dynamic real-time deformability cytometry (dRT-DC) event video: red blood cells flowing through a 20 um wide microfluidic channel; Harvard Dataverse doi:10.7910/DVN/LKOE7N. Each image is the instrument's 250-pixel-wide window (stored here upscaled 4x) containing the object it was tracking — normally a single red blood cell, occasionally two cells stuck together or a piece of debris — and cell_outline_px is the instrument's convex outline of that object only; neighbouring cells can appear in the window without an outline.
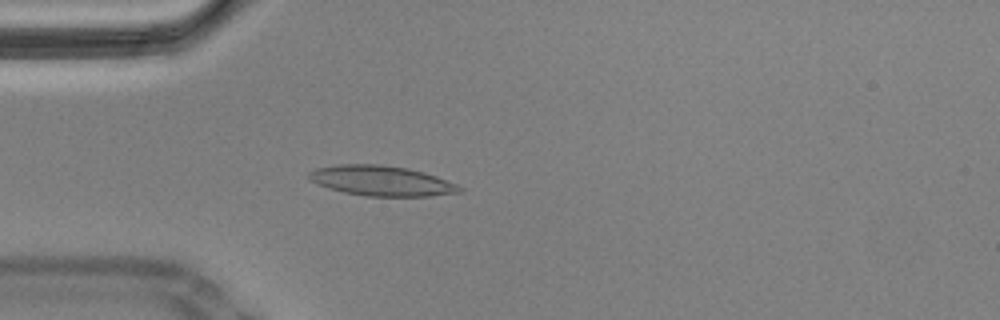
{"species": "Egyptian fruit bat (a non-hibernating species)", "species_latin": "Rousettus aegyptiacus", "temperature_condition": "cold", "stored_images_in_passage": 42, "camera_frame_rate_fps": 3000, "um_per_image_px": 0.085, "animal": {"sex": "male"}, "frame": {"image": 1, "passage_image": 1, "time_ms": 0.0, "image_size_px": [1000, 320], "cell_outline_px": [[464, 188], [460, 192], [428, 196], [364, 196], [344, 192], [328, 188], [316, 184], [308, 180], [308, 172], [316, 168], [336, 164], [380, 164], [408, 168], [424, 172], [436, 176], [456, 184]], "centroid_in_image_um": [32.37, 15.36], "position_along_channel_um": 52.6, "area_um2": 26.59}}
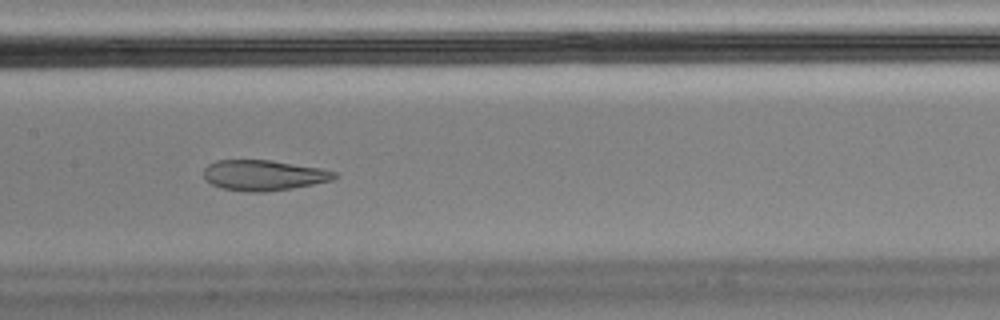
{"frame": {"image": 2, "passage_image": 13, "time_ms": 4.0, "image_size_px": [1000, 320], "cell_outline_px": [[340, 176], [332, 180], [292, 188], [264, 192], [252, 192], [220, 188], [204, 180], [204, 168], [208, 164], [216, 160], [272, 160], [320, 168], [336, 172]], "centroid_in_image_um": [22.4, 14.89], "position_along_channel_um": 185.0, "area_um2": 23.29}}